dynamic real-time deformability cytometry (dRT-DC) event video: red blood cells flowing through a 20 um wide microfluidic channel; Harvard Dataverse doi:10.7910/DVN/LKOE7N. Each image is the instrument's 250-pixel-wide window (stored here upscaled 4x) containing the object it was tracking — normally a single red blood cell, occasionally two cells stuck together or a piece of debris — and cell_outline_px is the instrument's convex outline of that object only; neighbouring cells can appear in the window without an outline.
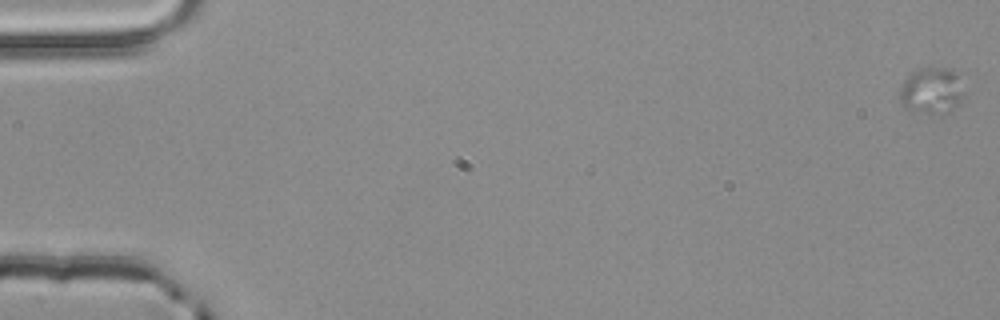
{"species": "common noctule bat (a hibernating species)", "species_latin": "Nyctalus noctula", "temperature_condition": "room temperature", "stored_images_in_passage": 4, "camera_frame_rate_fps": 3000, "um_per_image_px": 0.085, "animal": {"sex": "male", "body_mass_g": 20.4}, "frame": {"image": 1, "passage_image": 1, "time_ms": 0.0, "image_size_px": [1000, 320], "cell_outline_px": [[960, 104], [948, 112], [940, 116], [912, 112], [900, 100], [900, 84], [908, 72], [916, 68], [952, 68], [956, 72], [960, 92]], "centroid_in_image_um": [79.1, 7.72], "position_along_channel_um": 5.9, "area_um2": 17.57}}
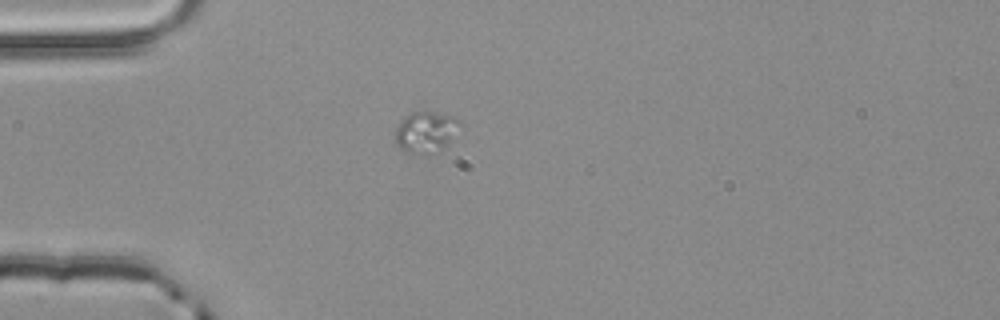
{"frame": {"image": 2, "passage_image": 4, "time_ms": 1.0, "image_size_px": [1000, 320], "cell_outline_px": [[464, 128], [440, 152], [428, 156], [424, 156], [404, 152], [396, 144], [396, 128], [400, 120], [404, 116], [412, 112], [436, 112], [452, 116], [460, 120], [464, 124]], "centroid_in_image_um": [36.27, 11.26], "position_along_channel_um": 48.7, "area_um2": 16.42}}